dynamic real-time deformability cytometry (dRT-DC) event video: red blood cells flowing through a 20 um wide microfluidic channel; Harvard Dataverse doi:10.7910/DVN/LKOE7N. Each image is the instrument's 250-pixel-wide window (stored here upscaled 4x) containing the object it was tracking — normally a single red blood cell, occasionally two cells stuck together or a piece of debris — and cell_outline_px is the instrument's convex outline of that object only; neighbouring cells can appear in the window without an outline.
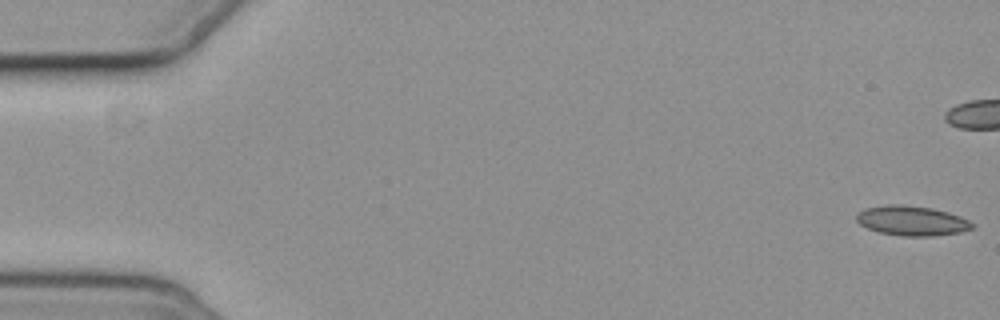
{"species": "common noctule bat (a hibernating species)", "species_latin": "Nyctalus noctula", "temperature_condition": "cold", "stored_images_in_passage": 6, "segment_of_instrument_passage": [2, 2], "camera_frame_rate_fps": 3000, "um_per_image_px": 0.085, "animal": {"sex": "female", "body_mass_g": 19.3, "forearm_length_mm": 54.1}, "frame": {"image": 1, "passage_image": 6, "time_ms": 6.0, "image_size_px": [1000, 320], "cell_outline_px": [[976, 224], [972, 228], [960, 232], [932, 236], [904, 236], [880, 232], [868, 228], [860, 224], [856, 220], [856, 216], [864, 208], [888, 204], [900, 204], [932, 208], [948, 212], [960, 216]], "centroid_in_image_um": [77.52, 18.75], "position_along_channel_um": 7.5, "area_um2": 20.0}}